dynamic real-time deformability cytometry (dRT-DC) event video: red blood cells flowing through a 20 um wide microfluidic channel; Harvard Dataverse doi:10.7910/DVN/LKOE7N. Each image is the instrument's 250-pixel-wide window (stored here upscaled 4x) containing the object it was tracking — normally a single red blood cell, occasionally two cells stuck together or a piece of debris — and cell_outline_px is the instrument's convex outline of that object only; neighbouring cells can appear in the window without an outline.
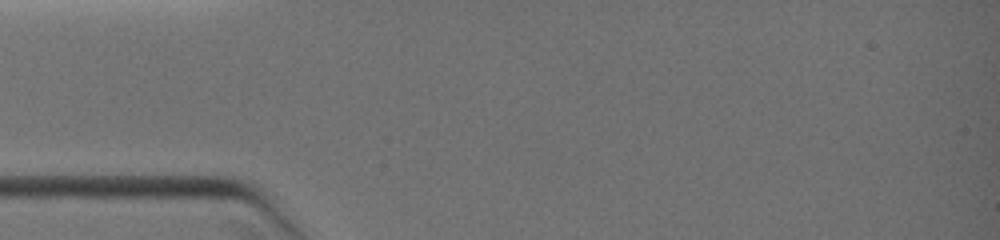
{"species": "common noctule bat (a hibernating species)", "species_latin": "Nyctalus noctula", "temperature_condition": "warm", "stored_images_in_passage": 1, "camera_frame_rate_fps": 3000, "um_per_image_px": 0.085, "animal": {"sex": "female", "body_mass_g": 19.0, "forearm_length_mm": 51.5}, "frame": {"image": 1, "passage_image": 1, "time_ms": 0.0, "image_size_px": [1000, 240], "cell_outline_px": [[840, 192], [824, 208], [808, 216], [780, 224], [732, 216], [728, 208], [736, 200], [772, 196], [828, 192]], "centroid_in_image_um": [66.41, 17.59], "position_along_channel_um": 18.6, "area_um2": 16.13}}